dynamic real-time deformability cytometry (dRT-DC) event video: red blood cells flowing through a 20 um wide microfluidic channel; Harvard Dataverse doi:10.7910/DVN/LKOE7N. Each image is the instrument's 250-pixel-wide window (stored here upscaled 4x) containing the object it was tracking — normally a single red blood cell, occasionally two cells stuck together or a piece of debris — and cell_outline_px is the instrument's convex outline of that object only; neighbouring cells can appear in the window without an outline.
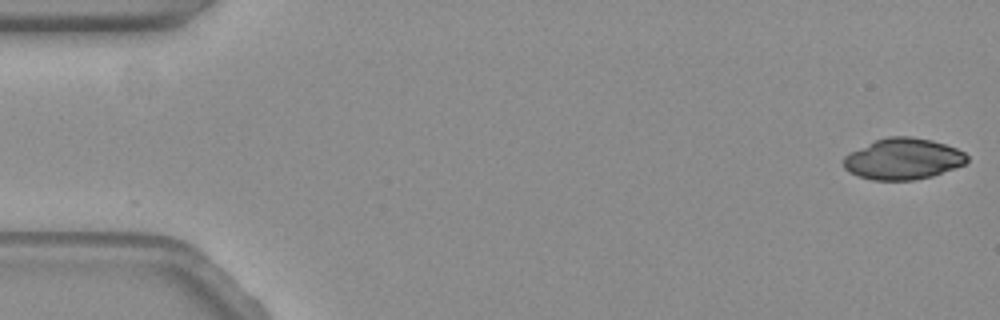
{"species": "common noctule bat (a hibernating species)", "species_latin": "Nyctalus noctula", "temperature_condition": "warm", "stored_images_in_passage": 58, "camera_frame_rate_fps": 3000, "um_per_image_px": 0.085, "animal": {"sex": "female", "body_mass_g": 19.3, "forearm_length_mm": 54.1}, "frame": {"image": 1, "passage_image": 1, "time_ms": 0.0, "image_size_px": [1000, 320], "cell_outline_px": [[968, 160], [964, 164], [932, 176], [912, 180], [872, 180], [860, 176], [844, 168], [844, 156], [848, 152], [876, 140], [888, 136], [908, 136], [932, 140], [956, 148], [964, 152], [968, 156]], "centroid_in_image_um": [76.75, 13.5], "position_along_channel_um": 8.2, "area_um2": 29.42}}